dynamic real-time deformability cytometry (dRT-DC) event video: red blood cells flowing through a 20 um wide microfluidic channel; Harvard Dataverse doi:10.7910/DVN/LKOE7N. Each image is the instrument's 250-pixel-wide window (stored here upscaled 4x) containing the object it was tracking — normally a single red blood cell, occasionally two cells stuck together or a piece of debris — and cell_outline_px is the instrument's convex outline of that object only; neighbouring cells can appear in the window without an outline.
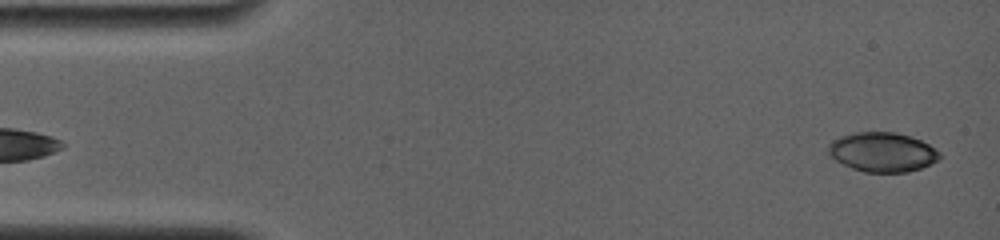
{"species": "common noctule bat (a hibernating species)", "species_latin": "Nyctalus noctula", "temperature_condition": "room temperature", "stored_images_in_passage": 17, "camera_frame_rate_fps": 4000, "um_per_image_px": 0.085, "animal": {"sex": "female", "body_mass_g": 19.0, "forearm_length_mm": 56.7}, "frame": {"image": 1, "passage_image": 4, "time_ms": 0.5, "image_size_px": [1000, 240], "cell_outline_px": [[940, 160], [920, 168], [908, 172], [864, 172], [852, 168], [836, 160], [828, 152], [828, 144], [832, 140], [840, 136], [856, 132], [896, 132], [920, 140], [928, 144], [940, 152]], "centroid_in_image_um": [75.0, 12.93], "position_along_channel_um": 10.0, "area_um2": 25.49}}
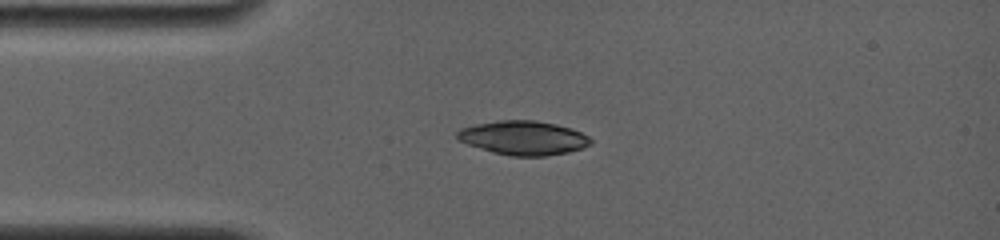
{"frame": {"image": 2, "passage_image": 17, "time_ms": 3.75, "image_size_px": [1000, 240], "cell_outline_px": [[592, 144], [584, 148], [568, 152], [544, 156], [512, 156], [492, 152], [468, 144], [460, 140], [456, 136], [456, 132], [460, 128], [476, 124], [500, 120], [536, 120], [556, 124], [572, 128], [588, 136], [592, 140]], "centroid_in_image_um": [44.51, 11.71], "position_along_channel_um": 40.5, "area_um2": 26.53}}